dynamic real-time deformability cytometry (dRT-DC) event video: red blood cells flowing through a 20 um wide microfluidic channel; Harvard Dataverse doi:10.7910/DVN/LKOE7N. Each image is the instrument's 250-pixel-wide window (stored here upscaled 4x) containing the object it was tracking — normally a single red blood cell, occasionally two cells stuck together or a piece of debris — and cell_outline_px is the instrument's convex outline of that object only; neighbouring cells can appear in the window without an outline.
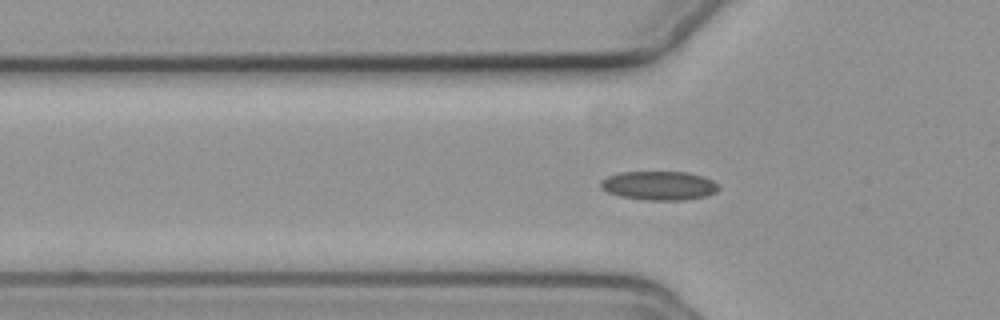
{"species": "common noctule bat (a hibernating species)", "species_latin": "Nyctalus noctula", "temperature_condition": "cold", "stored_images_in_passage": 45, "camera_frame_rate_fps": 3000, "um_per_image_px": 0.085, "animal": {"sex": "female", "body_mass_g": 19.3, "forearm_length_mm": 54.1}, "frame": {"image": 1, "passage_image": 6, "time_ms": 1.667, "image_size_px": [1000, 320], "cell_outline_px": [[720, 188], [716, 192], [704, 196], [684, 200], [648, 200], [620, 196], [608, 192], [600, 188], [600, 180], [608, 176], [620, 172], [688, 172], [704, 176], [712, 180]], "centroid_in_image_um": [56.01, 15.77], "position_along_channel_um": 69.8, "area_um2": 19.88}}
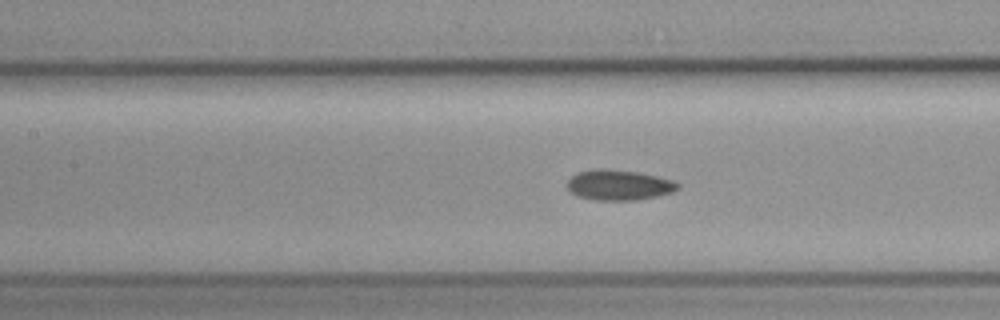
{"frame": {"image": 2, "passage_image": 13, "time_ms": 4.0, "image_size_px": [1000, 320], "cell_outline_px": [[680, 188], [672, 192], [656, 196], [636, 200], [592, 200], [576, 196], [564, 184], [576, 172], [596, 168], [604, 168], [636, 172], [656, 176], [672, 180], [680, 184]], "centroid_in_image_um": [52.56, 15.72], "position_along_channel_um": 154.8, "area_um2": 19.71}}
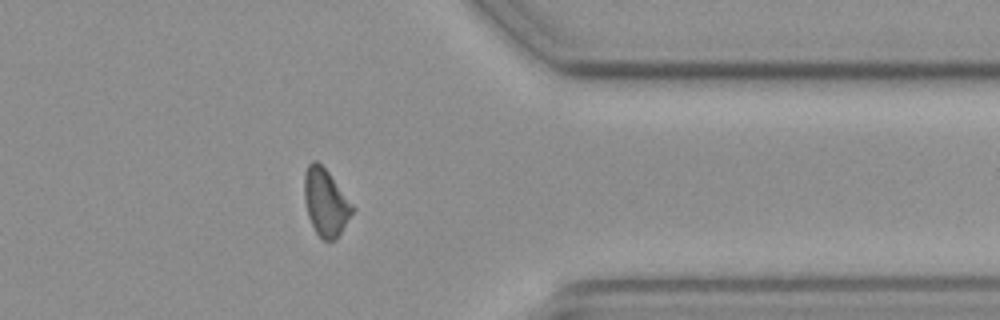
{"frame": {"image": 3, "passage_image": 33, "time_ms": 10.667, "image_size_px": [1000, 320], "cell_outline_px": [[356, 208], [336, 240], [324, 240], [316, 232], [308, 216], [304, 200], [304, 172], [308, 164], [312, 160], [316, 160], [328, 172]], "centroid_in_image_um": [27.68, 17.19], "position_along_channel_um": 383.7, "area_um2": 18.79}, "authors_computed_cell_mechanics": {"area_um2": 18.785, "velocity_mm_per_s": 3.6387, "shape_relaxation_time_tau1_ms": null, "shape_relaxation_time_tau2_ms": 9.4565, "deformation_change_tau1": null, "deformation_change_tau2": 0.1372}}